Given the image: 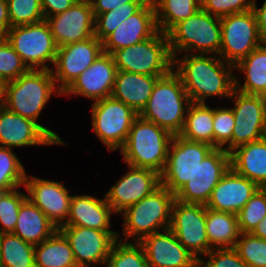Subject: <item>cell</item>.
<instances>
[{
  "label": "cell",
  "mask_w": 266,
  "mask_h": 267,
  "mask_svg": "<svg viewBox=\"0 0 266 267\" xmlns=\"http://www.w3.org/2000/svg\"><path fill=\"white\" fill-rule=\"evenodd\" d=\"M173 70L192 103H206V98H230L235 90V66L212 54H187L173 57Z\"/></svg>",
  "instance_id": "1"
},
{
  "label": "cell",
  "mask_w": 266,
  "mask_h": 267,
  "mask_svg": "<svg viewBox=\"0 0 266 267\" xmlns=\"http://www.w3.org/2000/svg\"><path fill=\"white\" fill-rule=\"evenodd\" d=\"M62 95L51 70L29 69L16 80L5 83L3 106L8 110L36 122L57 144L67 145L53 130L37 120L50 97Z\"/></svg>",
  "instance_id": "2"
},
{
  "label": "cell",
  "mask_w": 266,
  "mask_h": 267,
  "mask_svg": "<svg viewBox=\"0 0 266 267\" xmlns=\"http://www.w3.org/2000/svg\"><path fill=\"white\" fill-rule=\"evenodd\" d=\"M191 103L181 78L172 69L156 80L147 104L139 116L166 129L172 135H179Z\"/></svg>",
  "instance_id": "3"
},
{
  "label": "cell",
  "mask_w": 266,
  "mask_h": 267,
  "mask_svg": "<svg viewBox=\"0 0 266 267\" xmlns=\"http://www.w3.org/2000/svg\"><path fill=\"white\" fill-rule=\"evenodd\" d=\"M172 138L166 129L138 116L120 153L127 165L151 169L161 175Z\"/></svg>",
  "instance_id": "4"
},
{
  "label": "cell",
  "mask_w": 266,
  "mask_h": 267,
  "mask_svg": "<svg viewBox=\"0 0 266 267\" xmlns=\"http://www.w3.org/2000/svg\"><path fill=\"white\" fill-rule=\"evenodd\" d=\"M174 200L175 195L160 185L150 195L126 208L121 212L124 218L122 235L125 240H119L129 242L133 237L135 242H140L148 235L168 229Z\"/></svg>",
  "instance_id": "5"
},
{
  "label": "cell",
  "mask_w": 266,
  "mask_h": 267,
  "mask_svg": "<svg viewBox=\"0 0 266 267\" xmlns=\"http://www.w3.org/2000/svg\"><path fill=\"white\" fill-rule=\"evenodd\" d=\"M172 57L181 53L214 54L219 56L221 47L220 17L202 8L192 16L178 22L168 33Z\"/></svg>",
  "instance_id": "6"
},
{
  "label": "cell",
  "mask_w": 266,
  "mask_h": 267,
  "mask_svg": "<svg viewBox=\"0 0 266 267\" xmlns=\"http://www.w3.org/2000/svg\"><path fill=\"white\" fill-rule=\"evenodd\" d=\"M111 55L117 70L121 71L162 77L173 69L168 37L161 31Z\"/></svg>",
  "instance_id": "7"
},
{
  "label": "cell",
  "mask_w": 266,
  "mask_h": 267,
  "mask_svg": "<svg viewBox=\"0 0 266 267\" xmlns=\"http://www.w3.org/2000/svg\"><path fill=\"white\" fill-rule=\"evenodd\" d=\"M4 37L28 69L52 70L48 63L54 65L58 46L45 20L34 24L12 26Z\"/></svg>",
  "instance_id": "8"
},
{
  "label": "cell",
  "mask_w": 266,
  "mask_h": 267,
  "mask_svg": "<svg viewBox=\"0 0 266 267\" xmlns=\"http://www.w3.org/2000/svg\"><path fill=\"white\" fill-rule=\"evenodd\" d=\"M92 128L109 152L121 149L139 114L112 96L94 101L91 107Z\"/></svg>",
  "instance_id": "9"
},
{
  "label": "cell",
  "mask_w": 266,
  "mask_h": 267,
  "mask_svg": "<svg viewBox=\"0 0 266 267\" xmlns=\"http://www.w3.org/2000/svg\"><path fill=\"white\" fill-rule=\"evenodd\" d=\"M221 47L219 56L228 64L237 65L262 45L253 10L220 17Z\"/></svg>",
  "instance_id": "10"
},
{
  "label": "cell",
  "mask_w": 266,
  "mask_h": 267,
  "mask_svg": "<svg viewBox=\"0 0 266 267\" xmlns=\"http://www.w3.org/2000/svg\"><path fill=\"white\" fill-rule=\"evenodd\" d=\"M213 149L214 147L207 143L173 135L168 149L167 163L160 175L161 185L175 195L193 176L199 163Z\"/></svg>",
  "instance_id": "11"
},
{
  "label": "cell",
  "mask_w": 266,
  "mask_h": 267,
  "mask_svg": "<svg viewBox=\"0 0 266 267\" xmlns=\"http://www.w3.org/2000/svg\"><path fill=\"white\" fill-rule=\"evenodd\" d=\"M169 229L198 260L212 249L206 234L204 204L183 203L175 199Z\"/></svg>",
  "instance_id": "12"
},
{
  "label": "cell",
  "mask_w": 266,
  "mask_h": 267,
  "mask_svg": "<svg viewBox=\"0 0 266 267\" xmlns=\"http://www.w3.org/2000/svg\"><path fill=\"white\" fill-rule=\"evenodd\" d=\"M230 168V153L223 148H214L175 194V199L183 203L206 205L212 190Z\"/></svg>",
  "instance_id": "13"
},
{
  "label": "cell",
  "mask_w": 266,
  "mask_h": 267,
  "mask_svg": "<svg viewBox=\"0 0 266 267\" xmlns=\"http://www.w3.org/2000/svg\"><path fill=\"white\" fill-rule=\"evenodd\" d=\"M58 230L68 240L78 267L106 264L114 243L120 238L116 231L80 226H62Z\"/></svg>",
  "instance_id": "14"
},
{
  "label": "cell",
  "mask_w": 266,
  "mask_h": 267,
  "mask_svg": "<svg viewBox=\"0 0 266 267\" xmlns=\"http://www.w3.org/2000/svg\"><path fill=\"white\" fill-rule=\"evenodd\" d=\"M235 118L232 150L266 136V97L244 94L236 89L229 98Z\"/></svg>",
  "instance_id": "15"
},
{
  "label": "cell",
  "mask_w": 266,
  "mask_h": 267,
  "mask_svg": "<svg viewBox=\"0 0 266 267\" xmlns=\"http://www.w3.org/2000/svg\"><path fill=\"white\" fill-rule=\"evenodd\" d=\"M102 53V42L96 36L58 47L51 71L56 85L62 93Z\"/></svg>",
  "instance_id": "16"
},
{
  "label": "cell",
  "mask_w": 266,
  "mask_h": 267,
  "mask_svg": "<svg viewBox=\"0 0 266 267\" xmlns=\"http://www.w3.org/2000/svg\"><path fill=\"white\" fill-rule=\"evenodd\" d=\"M25 190L27 198L37 206L59 229L66 224L69 216L72 195L61 182L50 181L26 174Z\"/></svg>",
  "instance_id": "17"
},
{
  "label": "cell",
  "mask_w": 266,
  "mask_h": 267,
  "mask_svg": "<svg viewBox=\"0 0 266 267\" xmlns=\"http://www.w3.org/2000/svg\"><path fill=\"white\" fill-rule=\"evenodd\" d=\"M128 168L130 170L105 194L107 203L117 215L161 185L160 174L156 171L130 165Z\"/></svg>",
  "instance_id": "18"
},
{
  "label": "cell",
  "mask_w": 266,
  "mask_h": 267,
  "mask_svg": "<svg viewBox=\"0 0 266 267\" xmlns=\"http://www.w3.org/2000/svg\"><path fill=\"white\" fill-rule=\"evenodd\" d=\"M58 47L94 36V15L90 1L78 0L65 12L45 19Z\"/></svg>",
  "instance_id": "19"
},
{
  "label": "cell",
  "mask_w": 266,
  "mask_h": 267,
  "mask_svg": "<svg viewBox=\"0 0 266 267\" xmlns=\"http://www.w3.org/2000/svg\"><path fill=\"white\" fill-rule=\"evenodd\" d=\"M116 73L112 55L103 52L62 94L70 97L71 94L80 95L94 101L110 97Z\"/></svg>",
  "instance_id": "20"
},
{
  "label": "cell",
  "mask_w": 266,
  "mask_h": 267,
  "mask_svg": "<svg viewBox=\"0 0 266 267\" xmlns=\"http://www.w3.org/2000/svg\"><path fill=\"white\" fill-rule=\"evenodd\" d=\"M139 243L144 248L148 267H198L199 260L169 228L148 235Z\"/></svg>",
  "instance_id": "21"
},
{
  "label": "cell",
  "mask_w": 266,
  "mask_h": 267,
  "mask_svg": "<svg viewBox=\"0 0 266 267\" xmlns=\"http://www.w3.org/2000/svg\"><path fill=\"white\" fill-rule=\"evenodd\" d=\"M158 31L154 5L152 0H149L102 41L103 52L112 54L118 49L149 39Z\"/></svg>",
  "instance_id": "22"
},
{
  "label": "cell",
  "mask_w": 266,
  "mask_h": 267,
  "mask_svg": "<svg viewBox=\"0 0 266 267\" xmlns=\"http://www.w3.org/2000/svg\"><path fill=\"white\" fill-rule=\"evenodd\" d=\"M58 145L36 122L0 105V146Z\"/></svg>",
  "instance_id": "23"
},
{
  "label": "cell",
  "mask_w": 266,
  "mask_h": 267,
  "mask_svg": "<svg viewBox=\"0 0 266 267\" xmlns=\"http://www.w3.org/2000/svg\"><path fill=\"white\" fill-rule=\"evenodd\" d=\"M260 187L231 168L212 190L206 208L238 214Z\"/></svg>",
  "instance_id": "24"
},
{
  "label": "cell",
  "mask_w": 266,
  "mask_h": 267,
  "mask_svg": "<svg viewBox=\"0 0 266 267\" xmlns=\"http://www.w3.org/2000/svg\"><path fill=\"white\" fill-rule=\"evenodd\" d=\"M114 213L105 196L99 199L85 194L72 195L69 216L63 226H80L101 231H114L110 230L111 217Z\"/></svg>",
  "instance_id": "25"
},
{
  "label": "cell",
  "mask_w": 266,
  "mask_h": 267,
  "mask_svg": "<svg viewBox=\"0 0 266 267\" xmlns=\"http://www.w3.org/2000/svg\"><path fill=\"white\" fill-rule=\"evenodd\" d=\"M230 167L260 188H266V136L232 150Z\"/></svg>",
  "instance_id": "26"
},
{
  "label": "cell",
  "mask_w": 266,
  "mask_h": 267,
  "mask_svg": "<svg viewBox=\"0 0 266 267\" xmlns=\"http://www.w3.org/2000/svg\"><path fill=\"white\" fill-rule=\"evenodd\" d=\"M158 78L117 70L111 96L139 114L146 106Z\"/></svg>",
  "instance_id": "27"
},
{
  "label": "cell",
  "mask_w": 266,
  "mask_h": 267,
  "mask_svg": "<svg viewBox=\"0 0 266 267\" xmlns=\"http://www.w3.org/2000/svg\"><path fill=\"white\" fill-rule=\"evenodd\" d=\"M57 230L47 216L30 199L26 198L20 206L12 233L28 243L37 245L47 240Z\"/></svg>",
  "instance_id": "28"
},
{
  "label": "cell",
  "mask_w": 266,
  "mask_h": 267,
  "mask_svg": "<svg viewBox=\"0 0 266 267\" xmlns=\"http://www.w3.org/2000/svg\"><path fill=\"white\" fill-rule=\"evenodd\" d=\"M235 70L245 75L243 85L239 76H235V89L244 94L266 97V44H262L249 53L237 65Z\"/></svg>",
  "instance_id": "29"
},
{
  "label": "cell",
  "mask_w": 266,
  "mask_h": 267,
  "mask_svg": "<svg viewBox=\"0 0 266 267\" xmlns=\"http://www.w3.org/2000/svg\"><path fill=\"white\" fill-rule=\"evenodd\" d=\"M206 234L212 249L234 248L241 234L238 216L206 208Z\"/></svg>",
  "instance_id": "30"
},
{
  "label": "cell",
  "mask_w": 266,
  "mask_h": 267,
  "mask_svg": "<svg viewBox=\"0 0 266 267\" xmlns=\"http://www.w3.org/2000/svg\"><path fill=\"white\" fill-rule=\"evenodd\" d=\"M35 267H78L65 236L57 230L34 248Z\"/></svg>",
  "instance_id": "31"
},
{
  "label": "cell",
  "mask_w": 266,
  "mask_h": 267,
  "mask_svg": "<svg viewBox=\"0 0 266 267\" xmlns=\"http://www.w3.org/2000/svg\"><path fill=\"white\" fill-rule=\"evenodd\" d=\"M214 108L207 103H191L188 107L181 137L213 146Z\"/></svg>",
  "instance_id": "32"
},
{
  "label": "cell",
  "mask_w": 266,
  "mask_h": 267,
  "mask_svg": "<svg viewBox=\"0 0 266 267\" xmlns=\"http://www.w3.org/2000/svg\"><path fill=\"white\" fill-rule=\"evenodd\" d=\"M158 30L168 33L201 8V0H152Z\"/></svg>",
  "instance_id": "33"
},
{
  "label": "cell",
  "mask_w": 266,
  "mask_h": 267,
  "mask_svg": "<svg viewBox=\"0 0 266 267\" xmlns=\"http://www.w3.org/2000/svg\"><path fill=\"white\" fill-rule=\"evenodd\" d=\"M34 248L13 233L0 234L1 267H35Z\"/></svg>",
  "instance_id": "34"
},
{
  "label": "cell",
  "mask_w": 266,
  "mask_h": 267,
  "mask_svg": "<svg viewBox=\"0 0 266 267\" xmlns=\"http://www.w3.org/2000/svg\"><path fill=\"white\" fill-rule=\"evenodd\" d=\"M26 174L24 165L13 149L0 146V190L8 191L24 186Z\"/></svg>",
  "instance_id": "35"
},
{
  "label": "cell",
  "mask_w": 266,
  "mask_h": 267,
  "mask_svg": "<svg viewBox=\"0 0 266 267\" xmlns=\"http://www.w3.org/2000/svg\"><path fill=\"white\" fill-rule=\"evenodd\" d=\"M107 267H148L143 246L139 242L117 240L107 258Z\"/></svg>",
  "instance_id": "36"
},
{
  "label": "cell",
  "mask_w": 266,
  "mask_h": 267,
  "mask_svg": "<svg viewBox=\"0 0 266 267\" xmlns=\"http://www.w3.org/2000/svg\"><path fill=\"white\" fill-rule=\"evenodd\" d=\"M146 3H126L114 10L95 17L94 36L101 42L112 33L125 19L137 13Z\"/></svg>",
  "instance_id": "37"
},
{
  "label": "cell",
  "mask_w": 266,
  "mask_h": 267,
  "mask_svg": "<svg viewBox=\"0 0 266 267\" xmlns=\"http://www.w3.org/2000/svg\"><path fill=\"white\" fill-rule=\"evenodd\" d=\"M237 216L240 232L251 233L266 217V188H259Z\"/></svg>",
  "instance_id": "38"
},
{
  "label": "cell",
  "mask_w": 266,
  "mask_h": 267,
  "mask_svg": "<svg viewBox=\"0 0 266 267\" xmlns=\"http://www.w3.org/2000/svg\"><path fill=\"white\" fill-rule=\"evenodd\" d=\"M234 249L249 267H266V240L241 233Z\"/></svg>",
  "instance_id": "39"
},
{
  "label": "cell",
  "mask_w": 266,
  "mask_h": 267,
  "mask_svg": "<svg viewBox=\"0 0 266 267\" xmlns=\"http://www.w3.org/2000/svg\"><path fill=\"white\" fill-rule=\"evenodd\" d=\"M17 189L0 193V234L14 231L20 206L27 198L25 193Z\"/></svg>",
  "instance_id": "40"
},
{
  "label": "cell",
  "mask_w": 266,
  "mask_h": 267,
  "mask_svg": "<svg viewBox=\"0 0 266 267\" xmlns=\"http://www.w3.org/2000/svg\"><path fill=\"white\" fill-rule=\"evenodd\" d=\"M7 4L11 27L44 20L41 0H7Z\"/></svg>",
  "instance_id": "41"
},
{
  "label": "cell",
  "mask_w": 266,
  "mask_h": 267,
  "mask_svg": "<svg viewBox=\"0 0 266 267\" xmlns=\"http://www.w3.org/2000/svg\"><path fill=\"white\" fill-rule=\"evenodd\" d=\"M234 121L235 118L231 107L214 108V120H213L214 148H223L228 153L232 151V133L234 129Z\"/></svg>",
  "instance_id": "42"
},
{
  "label": "cell",
  "mask_w": 266,
  "mask_h": 267,
  "mask_svg": "<svg viewBox=\"0 0 266 267\" xmlns=\"http://www.w3.org/2000/svg\"><path fill=\"white\" fill-rule=\"evenodd\" d=\"M28 67L4 36H0V78L5 82L16 80Z\"/></svg>",
  "instance_id": "43"
},
{
  "label": "cell",
  "mask_w": 266,
  "mask_h": 267,
  "mask_svg": "<svg viewBox=\"0 0 266 267\" xmlns=\"http://www.w3.org/2000/svg\"><path fill=\"white\" fill-rule=\"evenodd\" d=\"M204 256L208 258H200L198 267H249L234 248L211 249Z\"/></svg>",
  "instance_id": "44"
},
{
  "label": "cell",
  "mask_w": 266,
  "mask_h": 267,
  "mask_svg": "<svg viewBox=\"0 0 266 267\" xmlns=\"http://www.w3.org/2000/svg\"><path fill=\"white\" fill-rule=\"evenodd\" d=\"M252 7L253 0H201V8L217 17L250 11Z\"/></svg>",
  "instance_id": "45"
},
{
  "label": "cell",
  "mask_w": 266,
  "mask_h": 267,
  "mask_svg": "<svg viewBox=\"0 0 266 267\" xmlns=\"http://www.w3.org/2000/svg\"><path fill=\"white\" fill-rule=\"evenodd\" d=\"M78 0H41L44 20L48 17L65 12Z\"/></svg>",
  "instance_id": "46"
},
{
  "label": "cell",
  "mask_w": 266,
  "mask_h": 267,
  "mask_svg": "<svg viewBox=\"0 0 266 267\" xmlns=\"http://www.w3.org/2000/svg\"><path fill=\"white\" fill-rule=\"evenodd\" d=\"M149 0H90L94 18L126 3H147Z\"/></svg>",
  "instance_id": "47"
},
{
  "label": "cell",
  "mask_w": 266,
  "mask_h": 267,
  "mask_svg": "<svg viewBox=\"0 0 266 267\" xmlns=\"http://www.w3.org/2000/svg\"><path fill=\"white\" fill-rule=\"evenodd\" d=\"M252 10L256 16L261 41L263 44H266V0L261 8H258L256 0H253Z\"/></svg>",
  "instance_id": "48"
},
{
  "label": "cell",
  "mask_w": 266,
  "mask_h": 267,
  "mask_svg": "<svg viewBox=\"0 0 266 267\" xmlns=\"http://www.w3.org/2000/svg\"><path fill=\"white\" fill-rule=\"evenodd\" d=\"M10 27L7 0H0V36H4Z\"/></svg>",
  "instance_id": "49"
},
{
  "label": "cell",
  "mask_w": 266,
  "mask_h": 267,
  "mask_svg": "<svg viewBox=\"0 0 266 267\" xmlns=\"http://www.w3.org/2000/svg\"><path fill=\"white\" fill-rule=\"evenodd\" d=\"M251 234L266 240V217L257 224Z\"/></svg>",
  "instance_id": "50"
},
{
  "label": "cell",
  "mask_w": 266,
  "mask_h": 267,
  "mask_svg": "<svg viewBox=\"0 0 266 267\" xmlns=\"http://www.w3.org/2000/svg\"><path fill=\"white\" fill-rule=\"evenodd\" d=\"M5 82L0 78V105L3 104Z\"/></svg>",
  "instance_id": "51"
}]
</instances>
